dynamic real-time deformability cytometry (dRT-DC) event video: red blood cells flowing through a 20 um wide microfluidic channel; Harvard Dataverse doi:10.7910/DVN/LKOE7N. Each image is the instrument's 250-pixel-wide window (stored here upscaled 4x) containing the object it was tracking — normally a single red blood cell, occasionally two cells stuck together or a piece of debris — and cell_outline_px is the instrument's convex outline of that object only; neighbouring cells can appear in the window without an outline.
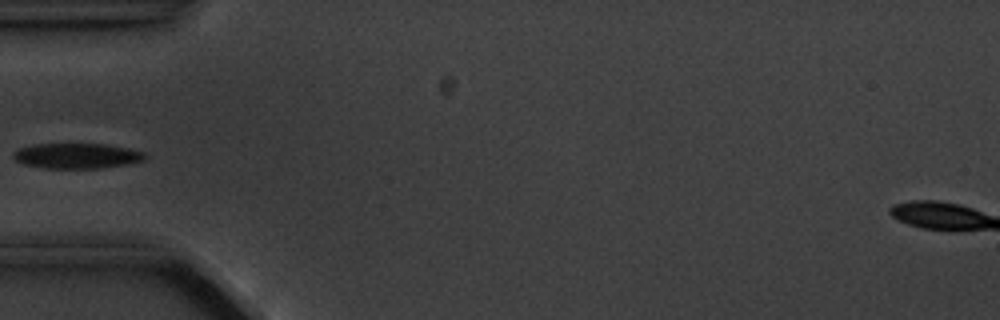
{"species": "common noctule bat (a hibernating species)", "species_latin": "Nyctalus noctula", "temperature_condition": "cold", "stored_images_in_passage": 6, "camera_frame_rate_fps": 3000, "um_per_image_px": 0.085, "animal": {"sex": "male", "body_mass_g": 20.1, "forearm_length_mm": 53.5}, "frame": {"image": 1, "passage_image": 6, "time_ms": 6.0, "image_size_px": [1000, 320], "cell_outline_px": [[148, 156], [144, 160], [128, 164], [100, 168], [40, 168], [24, 164], [16, 160], [12, 156], [12, 152], [20, 148], [32, 144], [104, 144], [128, 148], [144, 152]], "centroid_in_image_um": [6.53, 13.25], "position_along_channel_um": 78.5, "area_um2": 19.48}}